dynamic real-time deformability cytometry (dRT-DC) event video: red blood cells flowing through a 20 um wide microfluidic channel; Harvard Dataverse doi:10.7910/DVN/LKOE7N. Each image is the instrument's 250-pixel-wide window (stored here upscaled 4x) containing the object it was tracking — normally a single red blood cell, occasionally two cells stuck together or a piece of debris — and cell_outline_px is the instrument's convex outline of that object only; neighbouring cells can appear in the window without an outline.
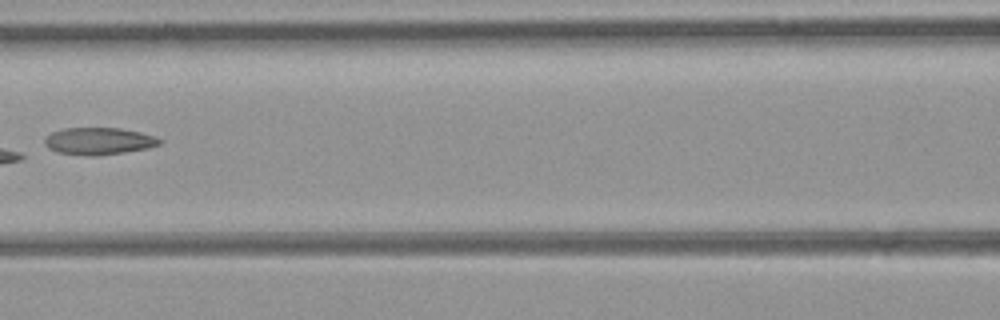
{"species": "common noctule bat (a hibernating species)", "species_latin": "Nyctalus noctula", "temperature_condition": "room temperature", "stored_images_in_passage": 8, "camera_frame_rate_fps": 3000, "um_per_image_px": 0.085, "animal": {"sex": "female", "body_mass_g": 21.9}, "frame": {"image": 1, "passage_image": 7, "time_ms": 2.0, "image_size_px": [1000, 320], "cell_outline_px": [[164, 140], [160, 144], [148, 148], [124, 152], [96, 156], [84, 156], [56, 152], [48, 148], [44, 144], [44, 140], [52, 132], [64, 128], [120, 128], [140, 132], [156, 136]], "centroid_in_image_um": [8.41, 12.0], "position_along_channel_um": 158.2, "area_um2": 18.32}}
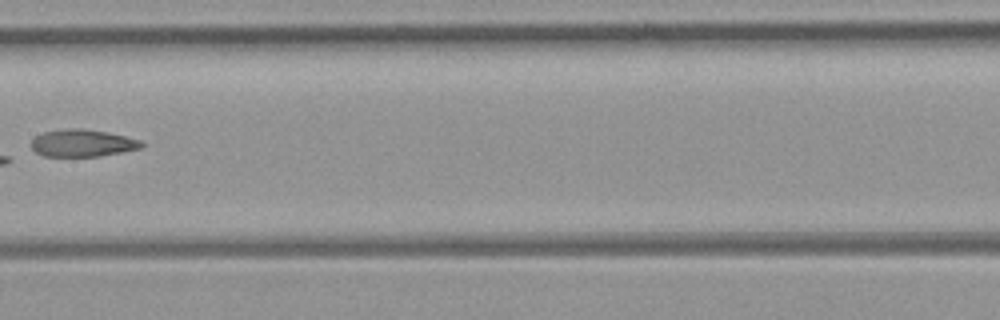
{"frame": {"image": 2, "passage_image": 8, "time_ms": 2.333, "image_size_px": [1000, 320], "cell_outline_px": [[144, 144], [140, 148], [100, 156], [44, 156], [36, 152], [32, 148], [32, 140], [36, 136], [44, 132], [68, 128], [80, 128], [108, 132], [140, 140]], "centroid_in_image_um": [7.0, 12.16], "position_along_channel_um": 200.4, "area_um2": 17.28}}